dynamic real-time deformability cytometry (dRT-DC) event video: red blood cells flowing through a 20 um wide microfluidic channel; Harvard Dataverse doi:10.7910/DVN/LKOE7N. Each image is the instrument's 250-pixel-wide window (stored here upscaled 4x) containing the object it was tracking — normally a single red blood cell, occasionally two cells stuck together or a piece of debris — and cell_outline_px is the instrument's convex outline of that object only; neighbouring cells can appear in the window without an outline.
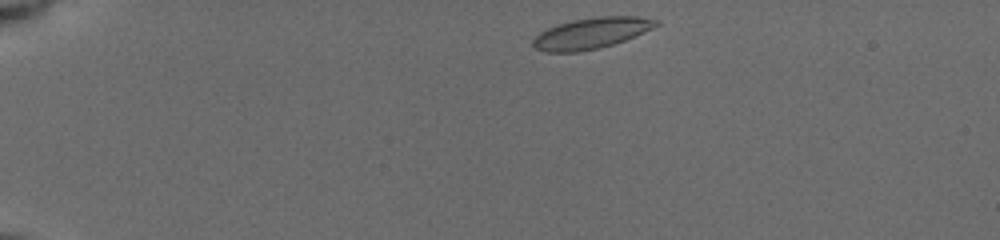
{"species": "common noctule bat (a hibernating species)", "species_latin": "Nyctalus noctula", "temperature_condition": "cold", "stored_images_in_passage": 6, "camera_frame_rate_fps": 3000, "um_per_image_px": 0.085, "animal": {"sex": "female", "body_mass_g": 19.5, "forearm_length_mm": 54.1}, "frame": {"image": 1, "passage_image": 1, "time_ms": 0.0, "image_size_px": [1000, 240], "cell_outline_px": [[660, 24], [644, 32], [624, 40], [600, 48], [576, 52], [544, 52], [536, 48], [532, 44], [532, 40], [540, 32], [556, 24], [572, 20], [596, 16], [636, 16], [660, 20]], "centroid_in_image_um": [50.25, 2.81], "position_along_channel_um": 34.7, "area_um2": 22.25}}
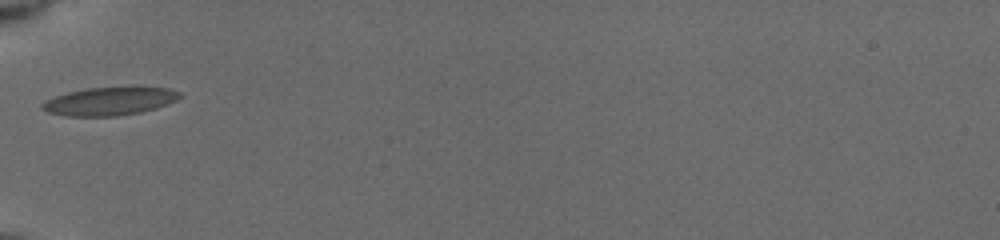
{"frame": {"image": 2, "passage_image": 5, "time_ms": 3.0, "image_size_px": [1000, 240], "cell_outline_px": [[184, 96], [168, 104], [156, 108], [140, 112], [116, 116], [64, 116], [48, 112], [40, 108], [40, 104], [44, 100], [68, 92], [88, 88], [132, 84], [140, 84], [168, 88], [180, 92]], "centroid_in_image_um": [9.38, 8.55], "position_along_channel_um": 75.6, "area_um2": 23.64}}